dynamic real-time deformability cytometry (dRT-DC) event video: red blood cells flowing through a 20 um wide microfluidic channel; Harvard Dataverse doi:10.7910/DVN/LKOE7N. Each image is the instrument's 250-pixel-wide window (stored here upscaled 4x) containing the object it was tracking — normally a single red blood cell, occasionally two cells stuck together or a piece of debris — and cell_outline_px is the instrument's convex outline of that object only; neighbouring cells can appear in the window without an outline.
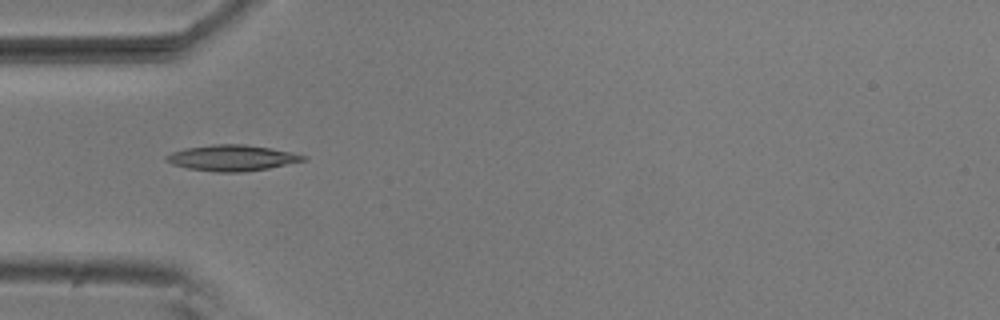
{"species": "common noctule bat (a hibernating species)", "species_latin": "Nyctalus noctula", "temperature_condition": "room temperature", "stored_images_in_passage": 10, "camera_frame_rate_fps": 3000, "um_per_image_px": 0.085, "animal": {"sex": "male", "body_mass_g": 20.5, "forearm_length_mm": 52.5}, "frame": {"image": 1, "passage_image": 4, "time_ms": 1.0, "image_size_px": [1000, 320], "cell_outline_px": [[308, 160], [268, 168], [244, 172], [216, 172], [188, 168], [172, 164], [164, 160], [164, 156], [172, 152], [184, 148], [212, 144], [244, 144], [272, 148], [308, 156]], "centroid_in_image_um": [19.72, 13.42], "position_along_channel_um": 65.3, "area_um2": 20.81}}
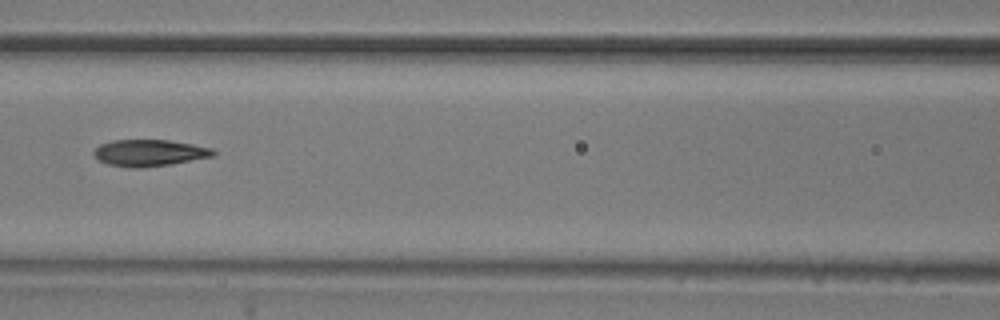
{"frame": {"image": 2, "passage_image": 6, "time_ms": 1.667, "image_size_px": [1000, 320], "cell_outline_px": [[216, 152], [212, 156], [168, 164], [140, 168], [132, 168], [108, 164], [100, 160], [92, 152], [100, 144], [112, 140], [168, 140], [192, 144], [212, 148]], "centroid_in_image_um": [12.67, 12.98], "position_along_channel_um": 153.9, "area_um2": 18.21}}
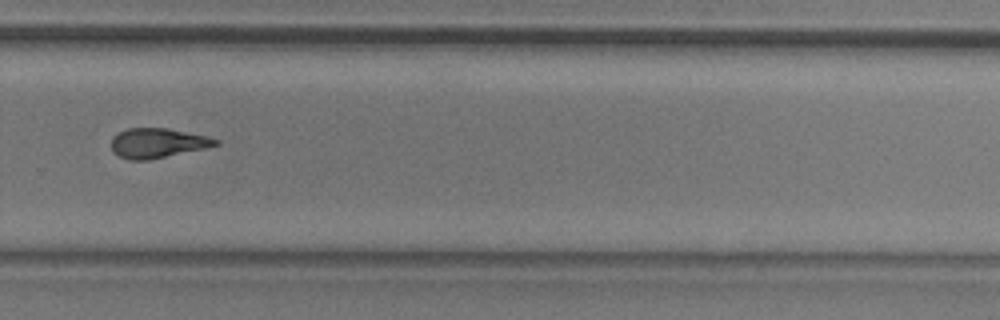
{"frame": {"image": 3, "passage_image": 10, "time_ms": 3.0, "image_size_px": [1000, 320], "cell_outline_px": [[220, 144], [204, 148], [148, 160], [128, 160], [112, 152], [112, 136], [116, 132], [128, 128], [168, 128], [208, 136], [220, 140]], "centroid_in_image_um": [13.37, 12.15], "position_along_channel_um": 316.4, "area_um2": 18.09}}